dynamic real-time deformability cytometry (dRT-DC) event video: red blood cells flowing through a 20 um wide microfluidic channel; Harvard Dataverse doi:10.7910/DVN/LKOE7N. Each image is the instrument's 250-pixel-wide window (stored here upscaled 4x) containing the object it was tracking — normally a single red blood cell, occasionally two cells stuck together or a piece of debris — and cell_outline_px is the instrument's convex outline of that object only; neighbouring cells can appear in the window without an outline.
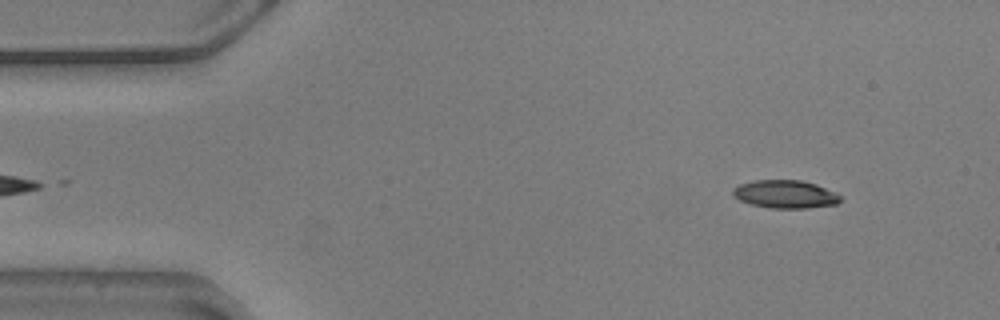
{"species": "common noctule bat (a hibernating species)", "species_latin": "Nyctalus noctula", "temperature_condition": "warm", "stored_images_in_passage": 53, "camera_frame_rate_fps": 3000, "um_per_image_px": 0.085, "animal": {"sex": "male", "body_mass_g": 20.5, "forearm_length_mm": 52.5}, "frame": {"image": 1, "passage_image": 3, "time_ms": 0.667, "image_size_px": [1000, 320], "cell_outline_px": [[840, 200], [836, 204], [808, 208], [768, 208], [752, 204], [740, 200], [732, 196], [732, 188], [740, 184], [756, 180], [800, 180], [816, 184], [836, 192], [840, 196]], "centroid_in_image_um": [66.73, 16.5], "position_along_channel_um": 18.3, "area_um2": 17.57}}
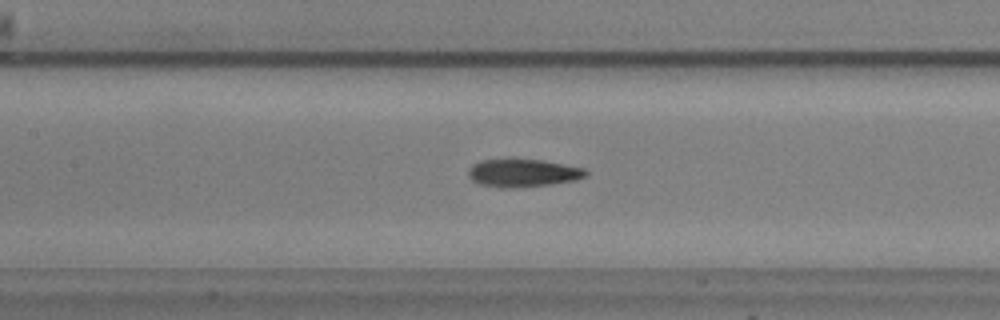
{"frame": {"image": 2, "passage_image": 22, "time_ms": 7.0, "image_size_px": [1000, 320], "cell_outline_px": [[588, 176], [576, 180], [548, 184], [512, 188], [500, 188], [480, 184], [472, 180], [468, 176], [468, 168], [472, 164], [480, 160], [508, 156], [512, 156], [540, 160], [564, 164], [584, 168], [588, 172]], "centroid_in_image_um": [44.39, 14.65], "position_along_channel_um": 163.0, "area_um2": 19.88}}
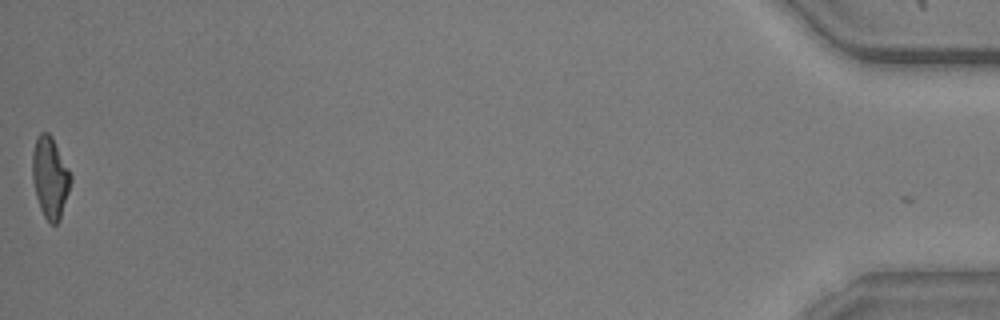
{"frame": {"image": 3, "passage_image": 53, "time_ms": 17.333, "image_size_px": [1000, 320], "cell_outline_px": [[72, 180], [60, 220], [56, 224], [52, 224], [44, 216], [40, 208], [36, 196], [32, 180], [32, 152], [36, 136], [40, 132], [48, 132], [52, 136], [72, 176]], "centroid_in_image_um": [4.25, 15.06], "position_along_channel_um": 431.0, "area_um2": 18.26}, "authors_computed_cell_mechanics": {"area_um2": 18.496, "velocity_mm_per_s": 3.593, "shape_relaxation_time_tau1_ms": 4.3769, "shape_relaxation_time_tau2_ms": 3.4328, "deformation_change_tau1": 0.1691, "deformation_change_tau2": 0.1231}}